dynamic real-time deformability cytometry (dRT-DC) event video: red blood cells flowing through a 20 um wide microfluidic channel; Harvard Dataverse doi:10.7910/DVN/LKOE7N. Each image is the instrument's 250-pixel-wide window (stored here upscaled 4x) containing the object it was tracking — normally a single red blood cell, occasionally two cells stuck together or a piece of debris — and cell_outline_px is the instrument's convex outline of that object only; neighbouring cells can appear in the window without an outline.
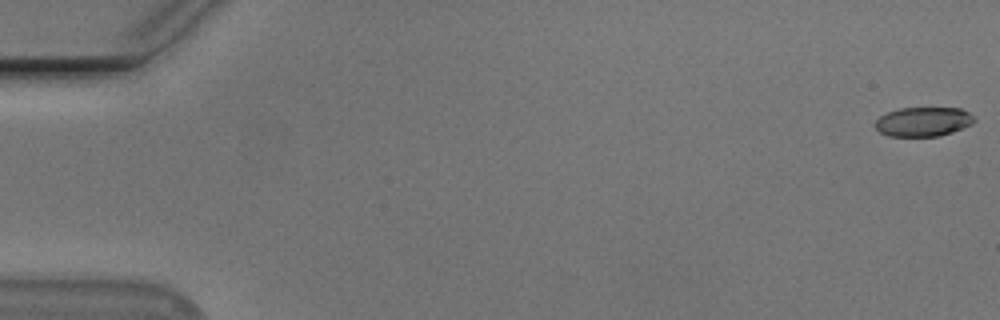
{"species": "Egyptian fruit bat (a non-hibernating species)", "species_latin": "Rousettus aegyptiacus", "temperature_condition": "cold", "stored_images_in_passage": 55, "camera_frame_rate_fps": 3000, "um_per_image_px": 0.085, "animal": {"sex": "male"}, "frame": {"image": 1, "passage_image": 1, "time_ms": 0.0, "image_size_px": [1000, 320], "cell_outline_px": [[976, 120], [972, 124], [952, 132], [940, 136], [888, 136], [880, 132], [876, 128], [876, 120], [880, 116], [888, 112], [900, 108], [960, 108], [968, 112]], "centroid_in_image_um": [78.48, 10.34], "position_along_channel_um": 6.5, "area_um2": 16.82}}
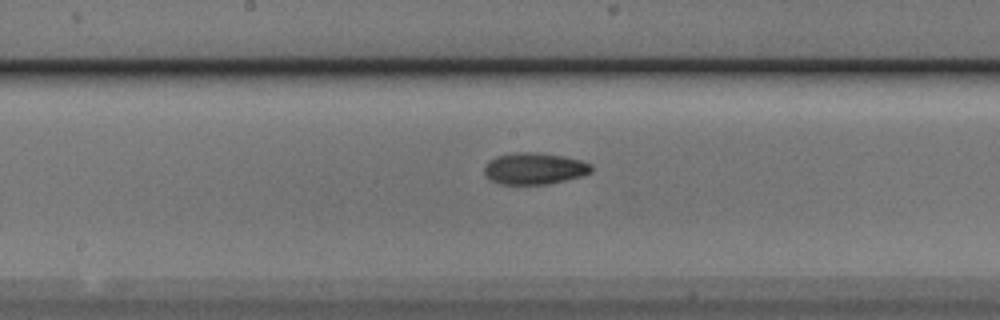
{"frame": {"image": 2, "passage_image": 29, "time_ms": 9.333, "image_size_px": [1000, 320], "cell_outline_px": [[592, 172], [584, 176], [548, 184], [500, 184], [492, 180], [484, 172], [484, 168], [488, 160], [496, 156], [516, 152], [536, 152], [560, 156], [580, 160], [592, 164]], "centroid_in_image_um": [45.44, 14.33], "position_along_channel_um": 202.8, "area_um2": 19.71}}
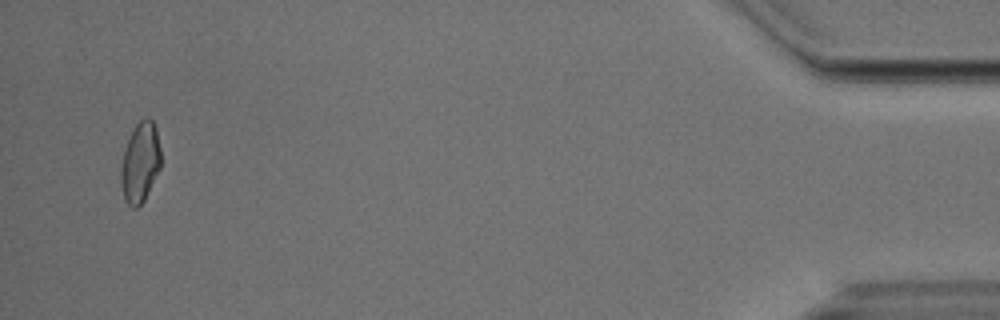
{"frame": {"image": 3, "passage_image": 53, "time_ms": 17.333, "image_size_px": [1000, 320], "cell_outline_px": [[160, 168], [144, 200], [136, 208], [132, 208], [124, 200], [120, 184], [120, 168], [124, 152], [128, 140], [136, 124], [144, 116], [148, 116], [152, 120], [156, 128], [160, 148]], "centroid_in_image_um": [11.9, 13.81], "position_along_channel_um": 423.3, "area_um2": 18.67}, "authors_computed_cell_mechanics": {"area_um2": 18.8428, "velocity_mm_per_s": 3.7867, "shape_relaxation_time_tau1_ms": 5.2572, "shape_relaxation_time_tau2_ms": 6.4566, "deformation_change_tau1": 0.1423, "deformation_change_tau2": 0.0973}}